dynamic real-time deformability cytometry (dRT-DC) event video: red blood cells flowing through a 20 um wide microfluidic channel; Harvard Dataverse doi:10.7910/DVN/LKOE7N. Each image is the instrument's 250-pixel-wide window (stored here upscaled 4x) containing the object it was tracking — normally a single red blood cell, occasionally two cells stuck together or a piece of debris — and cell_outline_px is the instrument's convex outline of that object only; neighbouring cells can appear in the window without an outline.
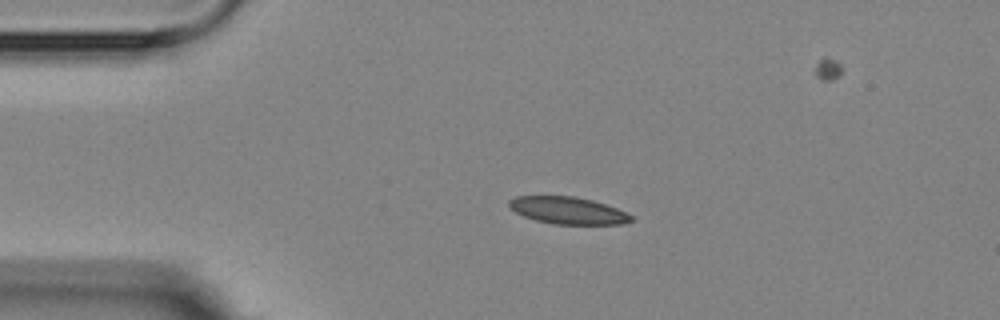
{"species": "Egyptian fruit bat (a non-hibernating species)", "species_latin": "Rousettus aegyptiacus", "temperature_condition": "room temperature", "stored_images_in_passage": 4, "camera_frame_rate_fps": 3000, "um_per_image_px": 0.085, "animal": {"sex": "female"}, "frame": {"image": 1, "passage_image": 2, "time_ms": 1.0, "image_size_px": [1000, 320], "cell_outline_px": [[632, 220], [620, 224], [552, 224], [536, 220], [524, 216], [516, 212], [508, 204], [508, 200], [516, 196], [572, 196], [592, 200], [616, 208], [632, 216]], "centroid_in_image_um": [48.24, 17.89], "position_along_channel_um": 36.8, "area_um2": 19.02}}